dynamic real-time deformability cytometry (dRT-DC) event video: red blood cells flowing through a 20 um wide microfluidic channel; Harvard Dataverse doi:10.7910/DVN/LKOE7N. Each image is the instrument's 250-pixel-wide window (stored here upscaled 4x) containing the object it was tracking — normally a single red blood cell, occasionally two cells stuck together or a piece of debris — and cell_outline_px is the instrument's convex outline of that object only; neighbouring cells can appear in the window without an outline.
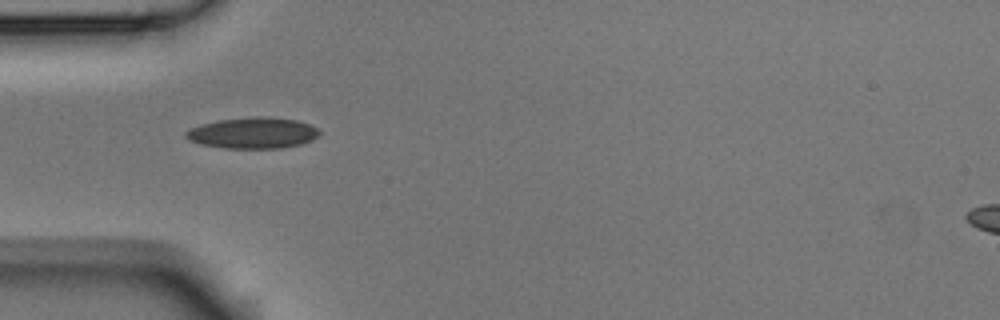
{"species": "Egyptian fruit bat (a non-hibernating species)", "species_latin": "Rousettus aegyptiacus", "temperature_condition": "room temperature", "stored_images_in_passage": 7, "camera_frame_rate_fps": 3000, "um_per_image_px": 0.085, "animal": {"sex": "male"}, "frame": {"image": 1, "passage_image": 4, "time_ms": 1.0, "image_size_px": [1000, 320], "cell_outline_px": [[320, 132], [312, 140], [300, 144], [280, 148], [224, 148], [200, 144], [188, 140], [184, 136], [184, 132], [188, 128], [220, 120], [256, 116], [268, 116], [296, 120], [320, 128]], "centroid_in_image_um": [21.48, 11.3], "position_along_channel_um": 63.5, "area_um2": 24.22}}
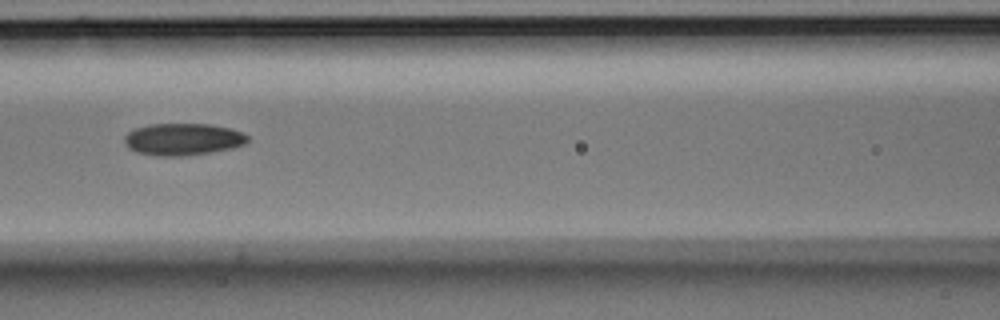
{"frame": {"image": 2, "passage_image": 6, "time_ms": 1.667, "image_size_px": [1000, 320], "cell_outline_px": [[248, 140], [244, 144], [232, 148], [208, 152], [180, 156], [156, 156], [136, 152], [128, 148], [124, 144], [124, 136], [132, 128], [148, 124], [208, 124], [228, 128], [240, 132], [248, 136]], "centroid_in_image_um": [15.46, 11.83], "position_along_channel_um": 151.1, "area_um2": 22.95}}
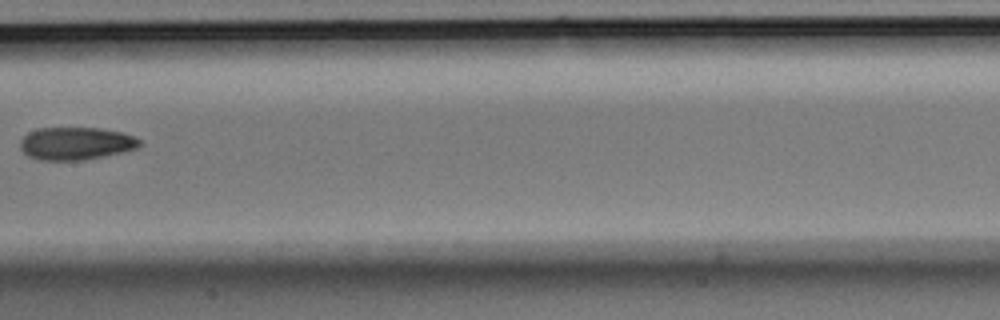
{"frame": {"image": 3, "passage_image": 7, "time_ms": 2.0, "image_size_px": [1000, 320], "cell_outline_px": [[140, 144], [136, 148], [104, 156], [84, 160], [40, 160], [28, 156], [20, 148], [20, 140], [28, 132], [40, 128], [100, 128], [124, 132], [140, 140]], "centroid_in_image_um": [6.42, 12.19], "position_along_channel_um": 201.0, "area_um2": 22.66}}